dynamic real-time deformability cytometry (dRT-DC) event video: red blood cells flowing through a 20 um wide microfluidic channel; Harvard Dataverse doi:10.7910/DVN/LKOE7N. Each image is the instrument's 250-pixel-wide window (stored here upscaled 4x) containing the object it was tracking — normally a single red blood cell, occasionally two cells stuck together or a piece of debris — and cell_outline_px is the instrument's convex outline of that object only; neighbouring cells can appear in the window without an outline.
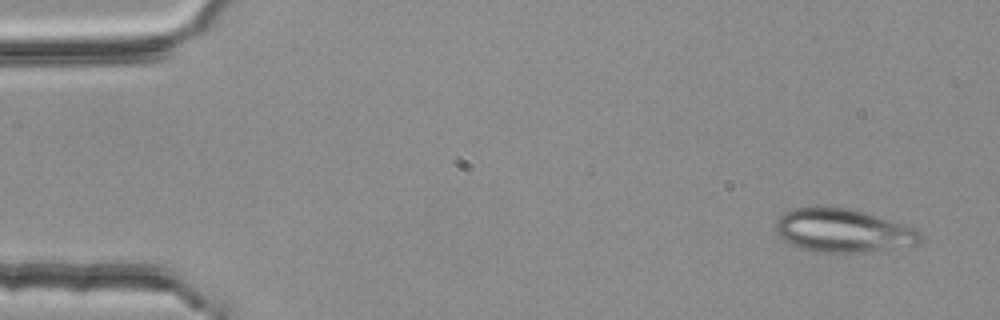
{"species": "common noctule bat (a hibernating species)", "species_latin": "Nyctalus noctula", "temperature_condition": "room temperature", "stored_images_in_passage": 3, "camera_frame_rate_fps": 3000, "um_per_image_px": 0.085, "animal": {"sex": "female", "body_mass_g": 25.1}, "frame": {"image": 1, "passage_image": 1, "time_ms": 0.0, "image_size_px": [1000, 320], "cell_outline_px": [[920, 244], [848, 252], [816, 252], [800, 248], [784, 240], [776, 232], [776, 220], [784, 212], [792, 208], [852, 208], [912, 228], [920, 232]], "centroid_in_image_um": [71.57, 19.59], "position_along_channel_um": 13.4, "area_um2": 35.43}}